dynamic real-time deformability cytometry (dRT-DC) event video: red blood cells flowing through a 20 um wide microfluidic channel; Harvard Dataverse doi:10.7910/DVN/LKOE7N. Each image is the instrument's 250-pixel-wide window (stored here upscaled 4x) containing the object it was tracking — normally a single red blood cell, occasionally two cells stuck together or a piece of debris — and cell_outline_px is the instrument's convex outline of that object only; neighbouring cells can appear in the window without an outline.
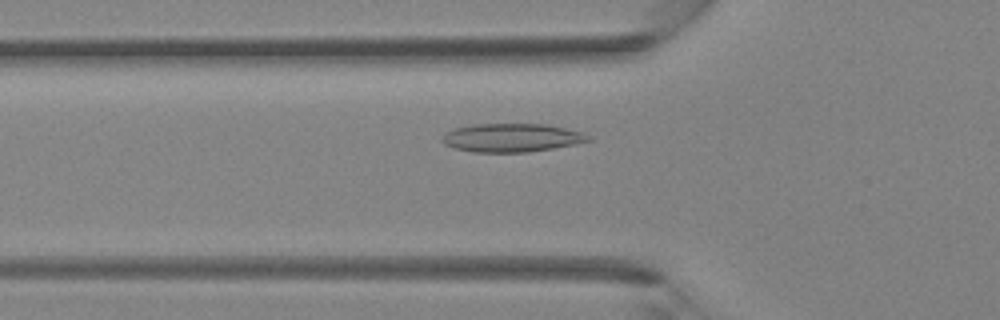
{"species": "Egyptian fruit bat (a non-hibernating species)", "species_latin": "Rousettus aegyptiacus", "temperature_condition": "room temperature", "stored_images_in_passage": 40, "camera_frame_rate_fps": 3000, "um_per_image_px": 0.085, "animal": {"sex": "female"}, "frame": {"image": 1, "passage_image": 13, "time_ms": 4.0, "image_size_px": [1000, 320], "cell_outline_px": [[592, 140], [576, 144], [528, 152], [472, 152], [456, 148], [444, 144], [440, 140], [448, 132], [456, 128], [472, 124], [548, 124], [584, 132], [592, 136]], "centroid_in_image_um": [43.56, 11.7], "position_along_channel_um": 82.2, "area_um2": 24.28}}
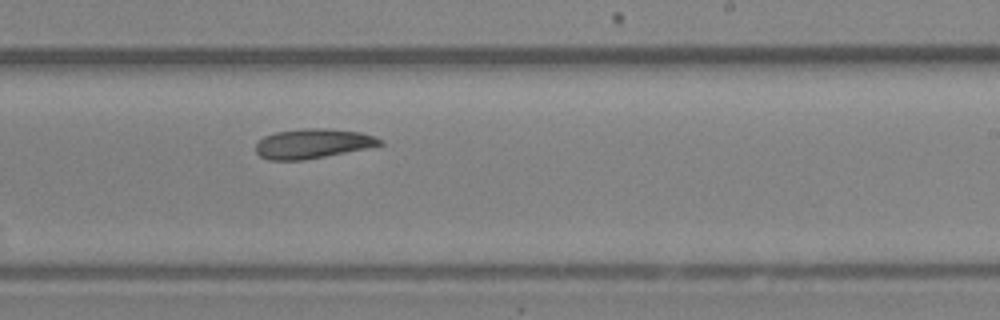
{"frame": {"image": 2, "passage_image": 24, "time_ms": 7.667, "image_size_px": [1000, 320], "cell_outline_px": [[384, 144], [368, 148], [304, 160], [268, 160], [260, 156], [256, 152], [256, 144], [264, 136], [276, 132], [304, 128], [324, 128], [360, 132], [376, 136], [384, 140]], "centroid_in_image_um": [26.61, 12.2], "position_along_channel_um": 262.4, "area_um2": 21.5}}
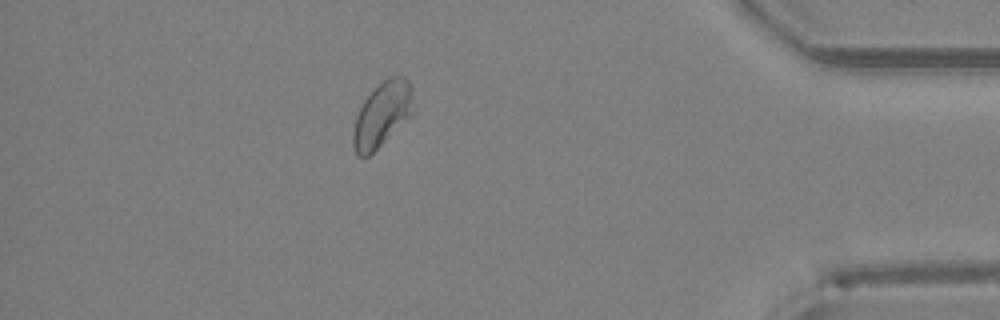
{"frame": {"image": 3, "passage_image": 35, "time_ms": 11.333, "image_size_px": [1000, 320], "cell_outline_px": [[412, 112], [368, 156], [356, 156], [352, 144], [352, 132], [356, 116], [364, 100], [380, 80], [388, 76], [404, 76], [408, 80], [412, 88]], "centroid_in_image_um": [32.43, 9.66], "position_along_channel_um": 402.8, "area_um2": 22.25}}